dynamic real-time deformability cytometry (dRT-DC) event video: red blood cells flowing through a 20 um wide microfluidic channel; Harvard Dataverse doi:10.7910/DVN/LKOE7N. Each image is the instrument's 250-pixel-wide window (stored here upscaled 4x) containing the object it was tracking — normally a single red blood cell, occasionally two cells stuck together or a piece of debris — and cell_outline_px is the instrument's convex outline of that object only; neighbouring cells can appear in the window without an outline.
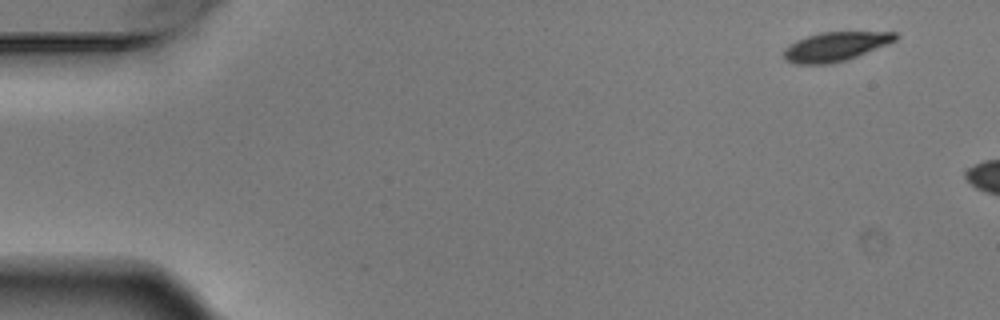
{"species": "Egyptian fruit bat (a non-hibernating species)", "species_latin": "Rousettus aegyptiacus", "temperature_condition": "warm", "stored_images_in_passage": 3, "camera_frame_rate_fps": 3000, "um_per_image_px": 0.085, "animal": {"sex": "male"}, "frame": {"image": 1, "passage_image": 1, "time_ms": 0.0, "image_size_px": [1000, 320], "cell_outline_px": [[900, 36], [896, 40], [888, 44], [848, 60], [828, 64], [796, 64], [788, 60], [784, 56], [784, 52], [796, 40], [820, 32], [896, 32]], "centroid_in_image_um": [71.08, 3.95], "position_along_channel_um": 13.9, "area_um2": 18.79}}